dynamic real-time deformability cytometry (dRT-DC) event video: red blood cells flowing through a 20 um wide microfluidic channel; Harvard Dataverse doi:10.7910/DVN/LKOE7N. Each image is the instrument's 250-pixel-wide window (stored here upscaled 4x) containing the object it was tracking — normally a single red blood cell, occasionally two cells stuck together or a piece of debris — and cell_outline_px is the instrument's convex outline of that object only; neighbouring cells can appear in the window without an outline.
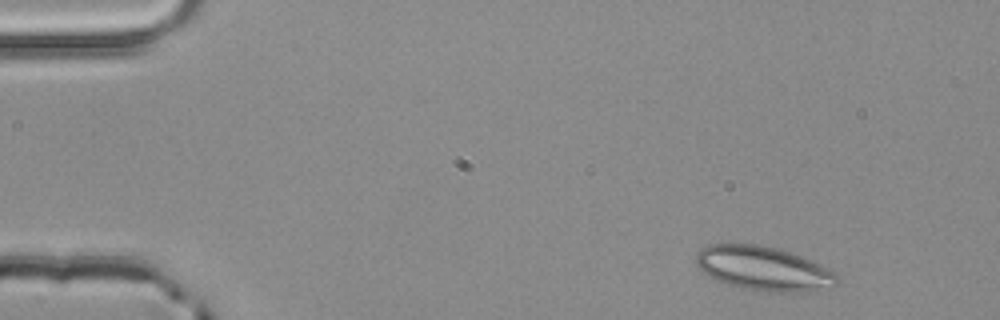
{"species": "common noctule bat (a hibernating species)", "species_latin": "Nyctalus noctula", "temperature_condition": "room temperature", "stored_images_in_passage": 3, "camera_frame_rate_fps": 3000, "um_per_image_px": 0.085, "animal": {"sex": "male", "body_mass_g": 20.4}, "frame": {"image": 1, "passage_image": 1, "time_ms": 0.0, "image_size_px": [1000, 320], "cell_outline_px": [[840, 280], [832, 288], [804, 292], [756, 292], [740, 288], [716, 280], [708, 276], [696, 264], [696, 252], [700, 248], [708, 244], [756, 244], [780, 248], [812, 260], [836, 272], [840, 276]], "centroid_in_image_um": [64.94, 22.84], "position_along_channel_um": 20.1, "area_um2": 37.11}}